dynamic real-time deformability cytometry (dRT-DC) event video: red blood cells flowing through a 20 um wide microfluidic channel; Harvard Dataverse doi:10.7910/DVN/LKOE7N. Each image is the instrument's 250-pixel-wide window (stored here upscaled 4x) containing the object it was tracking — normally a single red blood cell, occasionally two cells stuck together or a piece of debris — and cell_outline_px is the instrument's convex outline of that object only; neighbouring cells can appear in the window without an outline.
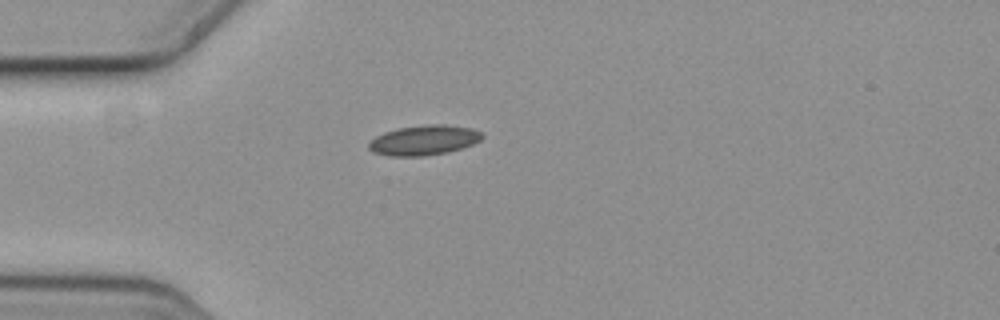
{"species": "common noctule bat (a hibernating species)", "species_latin": "Nyctalus noctula", "temperature_condition": "cold", "stored_images_in_passage": 5, "camera_frame_rate_fps": 3000, "um_per_image_px": 0.085, "animal": {"sex": "female", "body_mass_g": 19.3, "forearm_length_mm": 54.1}, "frame": {"image": 1, "passage_image": 5, "time_ms": 1.333, "image_size_px": [1000, 320], "cell_outline_px": [[484, 136], [480, 140], [472, 144], [448, 152], [424, 156], [388, 156], [372, 152], [368, 148], [368, 144], [376, 136], [384, 132], [396, 128], [428, 124], [444, 124], [472, 128], [484, 132]], "centroid_in_image_um": [36.04, 11.91], "position_along_channel_um": 49.0, "area_um2": 19.94}}